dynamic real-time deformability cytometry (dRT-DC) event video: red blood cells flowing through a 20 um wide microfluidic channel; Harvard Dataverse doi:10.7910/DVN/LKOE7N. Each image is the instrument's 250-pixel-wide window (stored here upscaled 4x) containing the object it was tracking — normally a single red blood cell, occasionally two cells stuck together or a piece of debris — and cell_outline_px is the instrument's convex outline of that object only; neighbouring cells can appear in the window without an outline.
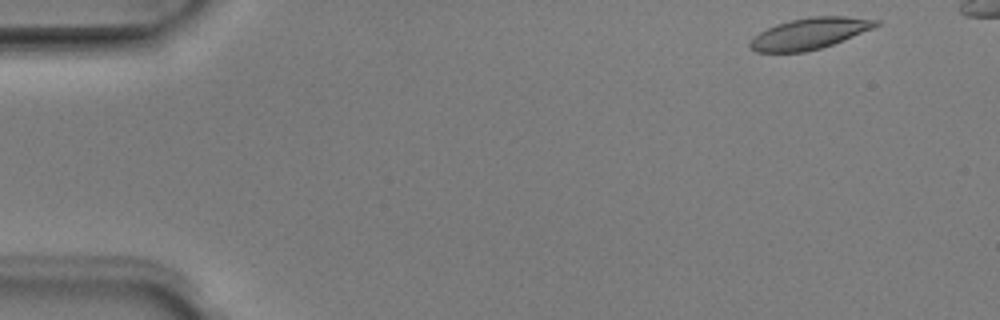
{"species": "Egyptian fruit bat (a non-hibernating species)", "species_latin": "Rousettus aegyptiacus", "temperature_condition": "room temperature", "stored_images_in_passage": 44, "camera_frame_rate_fps": 3000, "um_per_image_px": 0.085, "animal": {"sex": "male"}, "frame": {"image": 1, "passage_image": 1, "time_ms": 0.0, "image_size_px": [1000, 320], "cell_outline_px": [[880, 24], [872, 28], [832, 44], [820, 48], [804, 52], [756, 52], [748, 44], [760, 32], [776, 24], [808, 16], [844, 16], [880, 20]], "centroid_in_image_um": [68.82, 2.84], "position_along_channel_um": 16.2, "area_um2": 22.48}}
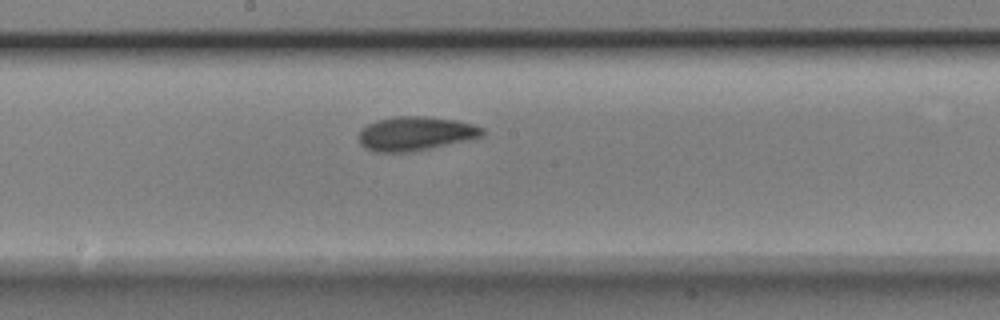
{"frame": {"image": 2, "passage_image": 24, "time_ms": 7.667, "image_size_px": [1000, 320], "cell_outline_px": [[484, 136], [428, 148], [408, 152], [372, 152], [364, 148], [360, 144], [360, 132], [368, 124], [376, 120], [392, 116], [424, 116], [456, 120], [472, 124], [484, 128]], "centroid_in_image_um": [35.29, 11.34], "position_along_channel_um": 212.9, "area_um2": 24.33}}
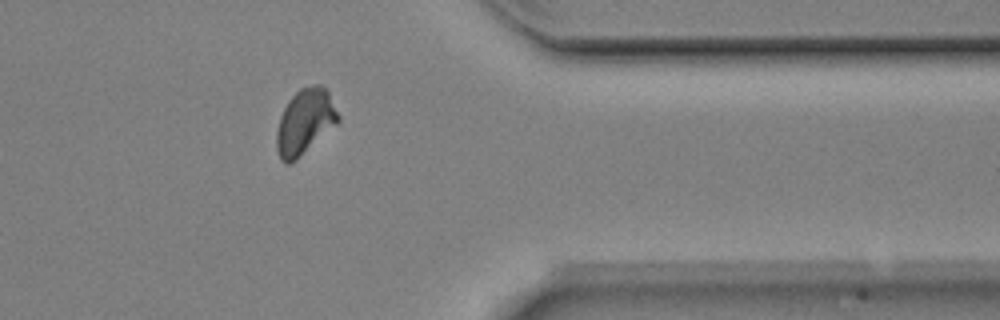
{"frame": {"image": 3, "passage_image": 38, "time_ms": 12.333, "image_size_px": [1000, 320], "cell_outline_px": [[340, 120], [336, 124], [296, 160], [288, 164], [284, 164], [280, 160], [276, 148], [276, 132], [280, 116], [288, 100], [300, 88], [312, 84], [320, 84], [328, 92], [340, 116]], "centroid_in_image_um": [25.89, 10.35], "position_along_channel_um": 385.5, "area_um2": 23.41}, "authors_computed_cell_mechanics": {"area_um2": 23.2645, "velocity_mm_per_s": 3.9811, "shape_relaxation_time_tau1_ms": 2.7601, "shape_relaxation_time_tau2_ms": 2.4405, "deformation_change_tau1": 0.1146, "deformation_change_tau2": 0.0697}}